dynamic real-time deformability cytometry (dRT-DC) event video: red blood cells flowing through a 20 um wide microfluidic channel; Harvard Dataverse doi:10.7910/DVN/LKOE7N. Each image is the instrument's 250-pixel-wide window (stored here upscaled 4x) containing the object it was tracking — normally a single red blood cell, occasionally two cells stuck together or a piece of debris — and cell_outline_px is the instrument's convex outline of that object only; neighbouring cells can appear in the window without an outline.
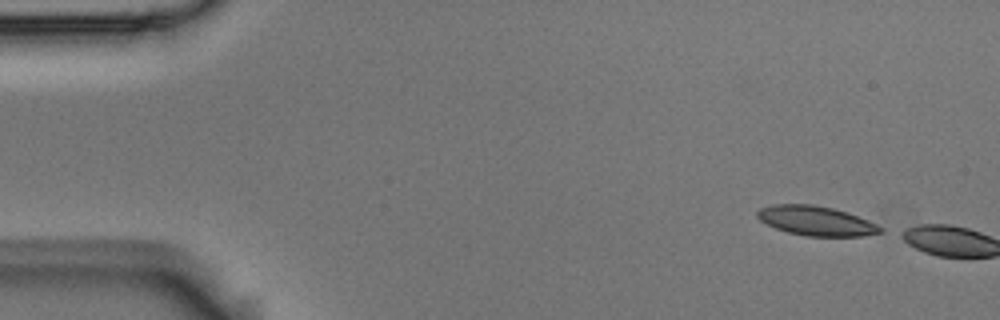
{"species": "Egyptian fruit bat (a non-hibernating species)", "species_latin": "Rousettus aegyptiacus", "temperature_condition": "room temperature", "stored_images_in_passage": 2, "camera_frame_rate_fps": 3000, "um_per_image_px": 0.085, "animal": {"sex": "male"}, "frame": {"image": 1, "passage_image": 1, "time_ms": 0.0, "image_size_px": [1000, 320], "cell_outline_px": [[884, 232], [864, 236], [804, 236], [788, 232], [776, 228], [760, 220], [756, 216], [756, 212], [760, 208], [772, 204], [812, 204], [832, 208], [848, 212], [868, 220], [884, 228]], "centroid_in_image_um": [69.39, 18.77], "position_along_channel_um": 15.6, "area_um2": 21.27}}